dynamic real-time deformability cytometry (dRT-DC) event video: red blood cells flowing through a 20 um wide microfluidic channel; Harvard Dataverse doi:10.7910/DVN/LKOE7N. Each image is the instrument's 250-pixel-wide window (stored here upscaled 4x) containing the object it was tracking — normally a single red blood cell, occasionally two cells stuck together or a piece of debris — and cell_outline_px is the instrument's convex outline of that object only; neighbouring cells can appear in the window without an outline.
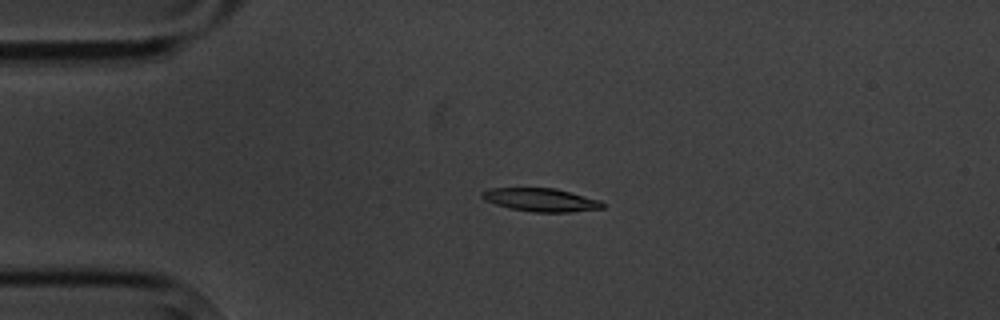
{"species": "common noctule bat (a hibernating species)", "species_latin": "Nyctalus noctula", "temperature_condition": "cold", "stored_images_in_passage": 4, "camera_frame_rate_fps": 3000, "um_per_image_px": 0.085, "animal": {"sex": "male", "body_mass_g": 20.1, "forearm_length_mm": 53.5}, "frame": {"image": 1, "passage_image": 3, "time_ms": 2.333, "image_size_px": [1000, 320], "cell_outline_px": [[604, 208], [568, 212], [536, 212], [512, 208], [496, 204], [484, 200], [480, 196], [480, 192], [488, 188], [556, 188], [600, 200], [604, 204]], "centroid_in_image_um": [45.96, 16.97], "position_along_channel_um": 39.0, "area_um2": 16.24}}